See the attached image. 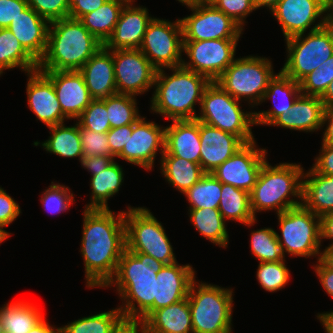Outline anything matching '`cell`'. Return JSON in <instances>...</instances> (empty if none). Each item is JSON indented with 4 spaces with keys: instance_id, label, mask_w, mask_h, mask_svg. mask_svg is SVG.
<instances>
[{
    "instance_id": "1",
    "label": "cell",
    "mask_w": 333,
    "mask_h": 333,
    "mask_svg": "<svg viewBox=\"0 0 333 333\" xmlns=\"http://www.w3.org/2000/svg\"><path fill=\"white\" fill-rule=\"evenodd\" d=\"M80 252L87 288L105 287L126 249L124 211L85 209Z\"/></svg>"
},
{
    "instance_id": "2",
    "label": "cell",
    "mask_w": 333,
    "mask_h": 333,
    "mask_svg": "<svg viewBox=\"0 0 333 333\" xmlns=\"http://www.w3.org/2000/svg\"><path fill=\"white\" fill-rule=\"evenodd\" d=\"M165 264L144 253L125 249L115 276L104 287H116L123 318L140 319L154 303L156 277Z\"/></svg>"
},
{
    "instance_id": "3",
    "label": "cell",
    "mask_w": 333,
    "mask_h": 333,
    "mask_svg": "<svg viewBox=\"0 0 333 333\" xmlns=\"http://www.w3.org/2000/svg\"><path fill=\"white\" fill-rule=\"evenodd\" d=\"M167 69L173 73L167 75L163 69L156 72L151 112L170 121L196 119V103L201 105L203 93L211 81L182 65Z\"/></svg>"
},
{
    "instance_id": "4",
    "label": "cell",
    "mask_w": 333,
    "mask_h": 333,
    "mask_svg": "<svg viewBox=\"0 0 333 333\" xmlns=\"http://www.w3.org/2000/svg\"><path fill=\"white\" fill-rule=\"evenodd\" d=\"M103 44L79 19L70 17L49 24L47 46L39 71H79Z\"/></svg>"
},
{
    "instance_id": "5",
    "label": "cell",
    "mask_w": 333,
    "mask_h": 333,
    "mask_svg": "<svg viewBox=\"0 0 333 333\" xmlns=\"http://www.w3.org/2000/svg\"><path fill=\"white\" fill-rule=\"evenodd\" d=\"M304 171L301 164L285 162L272 166L266 160L250 192V207L254 217L257 218L256 213L261 211L275 210L278 214L302 205Z\"/></svg>"
},
{
    "instance_id": "6",
    "label": "cell",
    "mask_w": 333,
    "mask_h": 333,
    "mask_svg": "<svg viewBox=\"0 0 333 333\" xmlns=\"http://www.w3.org/2000/svg\"><path fill=\"white\" fill-rule=\"evenodd\" d=\"M232 288L198 282L188 292L193 333H232Z\"/></svg>"
},
{
    "instance_id": "7",
    "label": "cell",
    "mask_w": 333,
    "mask_h": 333,
    "mask_svg": "<svg viewBox=\"0 0 333 333\" xmlns=\"http://www.w3.org/2000/svg\"><path fill=\"white\" fill-rule=\"evenodd\" d=\"M240 104L217 82H211L203 93L196 119L239 137L245 144L253 142L254 111L244 112Z\"/></svg>"
},
{
    "instance_id": "8",
    "label": "cell",
    "mask_w": 333,
    "mask_h": 333,
    "mask_svg": "<svg viewBox=\"0 0 333 333\" xmlns=\"http://www.w3.org/2000/svg\"><path fill=\"white\" fill-rule=\"evenodd\" d=\"M275 75L269 58L249 55L234 59L215 82L232 97L247 101L253 108L262 104L269 82Z\"/></svg>"
},
{
    "instance_id": "9",
    "label": "cell",
    "mask_w": 333,
    "mask_h": 333,
    "mask_svg": "<svg viewBox=\"0 0 333 333\" xmlns=\"http://www.w3.org/2000/svg\"><path fill=\"white\" fill-rule=\"evenodd\" d=\"M124 211L126 249L144 253L165 265L178 262L164 226L145 207L128 206Z\"/></svg>"
},
{
    "instance_id": "10",
    "label": "cell",
    "mask_w": 333,
    "mask_h": 333,
    "mask_svg": "<svg viewBox=\"0 0 333 333\" xmlns=\"http://www.w3.org/2000/svg\"><path fill=\"white\" fill-rule=\"evenodd\" d=\"M287 59L281 72L300 83L333 55V28L323 27L285 40Z\"/></svg>"
},
{
    "instance_id": "11",
    "label": "cell",
    "mask_w": 333,
    "mask_h": 333,
    "mask_svg": "<svg viewBox=\"0 0 333 333\" xmlns=\"http://www.w3.org/2000/svg\"><path fill=\"white\" fill-rule=\"evenodd\" d=\"M280 225L276 237L290 256L320 259V217L303 205L277 214Z\"/></svg>"
},
{
    "instance_id": "12",
    "label": "cell",
    "mask_w": 333,
    "mask_h": 333,
    "mask_svg": "<svg viewBox=\"0 0 333 333\" xmlns=\"http://www.w3.org/2000/svg\"><path fill=\"white\" fill-rule=\"evenodd\" d=\"M139 49L157 70L181 66L183 30L180 18L171 22L153 16Z\"/></svg>"
},
{
    "instance_id": "13",
    "label": "cell",
    "mask_w": 333,
    "mask_h": 333,
    "mask_svg": "<svg viewBox=\"0 0 333 333\" xmlns=\"http://www.w3.org/2000/svg\"><path fill=\"white\" fill-rule=\"evenodd\" d=\"M238 41L239 39L183 41V53L189 61L183 58L182 66L214 82L233 63Z\"/></svg>"
},
{
    "instance_id": "14",
    "label": "cell",
    "mask_w": 333,
    "mask_h": 333,
    "mask_svg": "<svg viewBox=\"0 0 333 333\" xmlns=\"http://www.w3.org/2000/svg\"><path fill=\"white\" fill-rule=\"evenodd\" d=\"M181 4L192 11L191 15L180 19L183 41L239 39L242 36L244 29L212 4Z\"/></svg>"
},
{
    "instance_id": "15",
    "label": "cell",
    "mask_w": 333,
    "mask_h": 333,
    "mask_svg": "<svg viewBox=\"0 0 333 333\" xmlns=\"http://www.w3.org/2000/svg\"><path fill=\"white\" fill-rule=\"evenodd\" d=\"M117 93L137 97L153 88L157 69L140 49L112 50Z\"/></svg>"
},
{
    "instance_id": "16",
    "label": "cell",
    "mask_w": 333,
    "mask_h": 333,
    "mask_svg": "<svg viewBox=\"0 0 333 333\" xmlns=\"http://www.w3.org/2000/svg\"><path fill=\"white\" fill-rule=\"evenodd\" d=\"M270 12L281 26L284 40L327 24V0H279Z\"/></svg>"
},
{
    "instance_id": "17",
    "label": "cell",
    "mask_w": 333,
    "mask_h": 333,
    "mask_svg": "<svg viewBox=\"0 0 333 333\" xmlns=\"http://www.w3.org/2000/svg\"><path fill=\"white\" fill-rule=\"evenodd\" d=\"M256 140L246 143L234 155L218 166L213 174L221 183L252 191L266 159V148H258Z\"/></svg>"
},
{
    "instance_id": "18",
    "label": "cell",
    "mask_w": 333,
    "mask_h": 333,
    "mask_svg": "<svg viewBox=\"0 0 333 333\" xmlns=\"http://www.w3.org/2000/svg\"><path fill=\"white\" fill-rule=\"evenodd\" d=\"M164 143L165 127L141 117L133 124V131L128 132L127 145L116 157L150 171L158 150L162 156Z\"/></svg>"
},
{
    "instance_id": "19",
    "label": "cell",
    "mask_w": 333,
    "mask_h": 333,
    "mask_svg": "<svg viewBox=\"0 0 333 333\" xmlns=\"http://www.w3.org/2000/svg\"><path fill=\"white\" fill-rule=\"evenodd\" d=\"M192 265L178 262L164 265L157 272L153 306L140 318L145 321L155 310L179 302L188 297L192 281L196 278Z\"/></svg>"
},
{
    "instance_id": "20",
    "label": "cell",
    "mask_w": 333,
    "mask_h": 333,
    "mask_svg": "<svg viewBox=\"0 0 333 333\" xmlns=\"http://www.w3.org/2000/svg\"><path fill=\"white\" fill-rule=\"evenodd\" d=\"M41 72L53 83L62 113L68 119H77L94 100L79 71Z\"/></svg>"
},
{
    "instance_id": "21",
    "label": "cell",
    "mask_w": 333,
    "mask_h": 333,
    "mask_svg": "<svg viewBox=\"0 0 333 333\" xmlns=\"http://www.w3.org/2000/svg\"><path fill=\"white\" fill-rule=\"evenodd\" d=\"M26 93L28 106L47 127L64 123L68 118L56 96L53 83L39 70L27 73Z\"/></svg>"
},
{
    "instance_id": "22",
    "label": "cell",
    "mask_w": 333,
    "mask_h": 333,
    "mask_svg": "<svg viewBox=\"0 0 333 333\" xmlns=\"http://www.w3.org/2000/svg\"><path fill=\"white\" fill-rule=\"evenodd\" d=\"M199 133L200 165L205 173H212L245 145L239 137L200 121Z\"/></svg>"
},
{
    "instance_id": "23",
    "label": "cell",
    "mask_w": 333,
    "mask_h": 333,
    "mask_svg": "<svg viewBox=\"0 0 333 333\" xmlns=\"http://www.w3.org/2000/svg\"><path fill=\"white\" fill-rule=\"evenodd\" d=\"M125 4L111 37L104 46L108 50L139 49L148 23L153 19L148 8Z\"/></svg>"
},
{
    "instance_id": "24",
    "label": "cell",
    "mask_w": 333,
    "mask_h": 333,
    "mask_svg": "<svg viewBox=\"0 0 333 333\" xmlns=\"http://www.w3.org/2000/svg\"><path fill=\"white\" fill-rule=\"evenodd\" d=\"M93 99L117 93L112 50L104 45L79 70Z\"/></svg>"
},
{
    "instance_id": "25",
    "label": "cell",
    "mask_w": 333,
    "mask_h": 333,
    "mask_svg": "<svg viewBox=\"0 0 333 333\" xmlns=\"http://www.w3.org/2000/svg\"><path fill=\"white\" fill-rule=\"evenodd\" d=\"M49 24L46 19L28 6L12 20L8 29L19 40L23 48L39 62L46 50Z\"/></svg>"
},
{
    "instance_id": "26",
    "label": "cell",
    "mask_w": 333,
    "mask_h": 333,
    "mask_svg": "<svg viewBox=\"0 0 333 333\" xmlns=\"http://www.w3.org/2000/svg\"><path fill=\"white\" fill-rule=\"evenodd\" d=\"M325 106L320 97L301 94L288 114H280L268 126H277L285 129L316 132L322 129Z\"/></svg>"
},
{
    "instance_id": "27",
    "label": "cell",
    "mask_w": 333,
    "mask_h": 333,
    "mask_svg": "<svg viewBox=\"0 0 333 333\" xmlns=\"http://www.w3.org/2000/svg\"><path fill=\"white\" fill-rule=\"evenodd\" d=\"M165 127L164 152L200 164L199 121L173 120Z\"/></svg>"
},
{
    "instance_id": "28",
    "label": "cell",
    "mask_w": 333,
    "mask_h": 333,
    "mask_svg": "<svg viewBox=\"0 0 333 333\" xmlns=\"http://www.w3.org/2000/svg\"><path fill=\"white\" fill-rule=\"evenodd\" d=\"M301 94L300 84L279 71L269 82L262 100L263 103L272 99V109L261 112L254 111L255 125L267 126L280 114H288L289 109ZM276 98L280 101L277 102Z\"/></svg>"
},
{
    "instance_id": "29",
    "label": "cell",
    "mask_w": 333,
    "mask_h": 333,
    "mask_svg": "<svg viewBox=\"0 0 333 333\" xmlns=\"http://www.w3.org/2000/svg\"><path fill=\"white\" fill-rule=\"evenodd\" d=\"M302 205L319 217L333 212V176L317 173L312 167L303 172Z\"/></svg>"
},
{
    "instance_id": "30",
    "label": "cell",
    "mask_w": 333,
    "mask_h": 333,
    "mask_svg": "<svg viewBox=\"0 0 333 333\" xmlns=\"http://www.w3.org/2000/svg\"><path fill=\"white\" fill-rule=\"evenodd\" d=\"M144 322L147 333H193L188 298L155 310Z\"/></svg>"
},
{
    "instance_id": "31",
    "label": "cell",
    "mask_w": 333,
    "mask_h": 333,
    "mask_svg": "<svg viewBox=\"0 0 333 333\" xmlns=\"http://www.w3.org/2000/svg\"><path fill=\"white\" fill-rule=\"evenodd\" d=\"M39 306L26 300L10 301L0 307L3 333H28L43 318Z\"/></svg>"
},
{
    "instance_id": "32",
    "label": "cell",
    "mask_w": 333,
    "mask_h": 333,
    "mask_svg": "<svg viewBox=\"0 0 333 333\" xmlns=\"http://www.w3.org/2000/svg\"><path fill=\"white\" fill-rule=\"evenodd\" d=\"M160 162V172L165 180L182 194L205 174L200 164L169 153H163Z\"/></svg>"
},
{
    "instance_id": "33",
    "label": "cell",
    "mask_w": 333,
    "mask_h": 333,
    "mask_svg": "<svg viewBox=\"0 0 333 333\" xmlns=\"http://www.w3.org/2000/svg\"><path fill=\"white\" fill-rule=\"evenodd\" d=\"M123 182V168L114 160L104 171L100 170L91 177L90 202L85 209H109L108 199L119 192Z\"/></svg>"
},
{
    "instance_id": "34",
    "label": "cell",
    "mask_w": 333,
    "mask_h": 333,
    "mask_svg": "<svg viewBox=\"0 0 333 333\" xmlns=\"http://www.w3.org/2000/svg\"><path fill=\"white\" fill-rule=\"evenodd\" d=\"M49 138L40 143L34 142L35 146H43L46 152L53 153L63 158H76L79 162L83 158V150L80 139V125L76 121L74 126H65L64 123L48 127Z\"/></svg>"
},
{
    "instance_id": "35",
    "label": "cell",
    "mask_w": 333,
    "mask_h": 333,
    "mask_svg": "<svg viewBox=\"0 0 333 333\" xmlns=\"http://www.w3.org/2000/svg\"><path fill=\"white\" fill-rule=\"evenodd\" d=\"M218 210L225 221L232 220L251 227L257 222L250 207V193L246 190L221 183Z\"/></svg>"
},
{
    "instance_id": "36",
    "label": "cell",
    "mask_w": 333,
    "mask_h": 333,
    "mask_svg": "<svg viewBox=\"0 0 333 333\" xmlns=\"http://www.w3.org/2000/svg\"><path fill=\"white\" fill-rule=\"evenodd\" d=\"M125 3L107 0L101 7L83 15L79 20L103 45L111 37Z\"/></svg>"
},
{
    "instance_id": "37",
    "label": "cell",
    "mask_w": 333,
    "mask_h": 333,
    "mask_svg": "<svg viewBox=\"0 0 333 333\" xmlns=\"http://www.w3.org/2000/svg\"><path fill=\"white\" fill-rule=\"evenodd\" d=\"M188 212L190 222L200 235L219 247H227L229 234L218 208L188 209Z\"/></svg>"
},
{
    "instance_id": "38",
    "label": "cell",
    "mask_w": 333,
    "mask_h": 333,
    "mask_svg": "<svg viewBox=\"0 0 333 333\" xmlns=\"http://www.w3.org/2000/svg\"><path fill=\"white\" fill-rule=\"evenodd\" d=\"M18 67L26 74L36 71L38 62L8 28L0 29V69L4 72Z\"/></svg>"
},
{
    "instance_id": "39",
    "label": "cell",
    "mask_w": 333,
    "mask_h": 333,
    "mask_svg": "<svg viewBox=\"0 0 333 333\" xmlns=\"http://www.w3.org/2000/svg\"><path fill=\"white\" fill-rule=\"evenodd\" d=\"M189 209L218 208L221 197V182L211 173H205L185 193Z\"/></svg>"
},
{
    "instance_id": "40",
    "label": "cell",
    "mask_w": 333,
    "mask_h": 333,
    "mask_svg": "<svg viewBox=\"0 0 333 333\" xmlns=\"http://www.w3.org/2000/svg\"><path fill=\"white\" fill-rule=\"evenodd\" d=\"M250 236L251 253L259 262L286 261L284 246L277 240L275 229L264 227L251 231Z\"/></svg>"
},
{
    "instance_id": "41",
    "label": "cell",
    "mask_w": 333,
    "mask_h": 333,
    "mask_svg": "<svg viewBox=\"0 0 333 333\" xmlns=\"http://www.w3.org/2000/svg\"><path fill=\"white\" fill-rule=\"evenodd\" d=\"M101 100L106 105L111 128L133 125L142 117L135 96L116 93Z\"/></svg>"
},
{
    "instance_id": "42",
    "label": "cell",
    "mask_w": 333,
    "mask_h": 333,
    "mask_svg": "<svg viewBox=\"0 0 333 333\" xmlns=\"http://www.w3.org/2000/svg\"><path fill=\"white\" fill-rule=\"evenodd\" d=\"M122 318L119 308H113L67 323L62 327V333H111Z\"/></svg>"
},
{
    "instance_id": "43",
    "label": "cell",
    "mask_w": 333,
    "mask_h": 333,
    "mask_svg": "<svg viewBox=\"0 0 333 333\" xmlns=\"http://www.w3.org/2000/svg\"><path fill=\"white\" fill-rule=\"evenodd\" d=\"M290 270L285 261L259 262L257 280L260 286L268 292H276L285 287L290 280Z\"/></svg>"
},
{
    "instance_id": "44",
    "label": "cell",
    "mask_w": 333,
    "mask_h": 333,
    "mask_svg": "<svg viewBox=\"0 0 333 333\" xmlns=\"http://www.w3.org/2000/svg\"><path fill=\"white\" fill-rule=\"evenodd\" d=\"M49 188L42 192L40 199L47 212L52 214L62 213L70 208L75 202L73 193L68 186L51 182Z\"/></svg>"
},
{
    "instance_id": "45",
    "label": "cell",
    "mask_w": 333,
    "mask_h": 333,
    "mask_svg": "<svg viewBox=\"0 0 333 333\" xmlns=\"http://www.w3.org/2000/svg\"><path fill=\"white\" fill-rule=\"evenodd\" d=\"M76 120L86 130L107 133L111 129L106 105L101 99H94Z\"/></svg>"
},
{
    "instance_id": "46",
    "label": "cell",
    "mask_w": 333,
    "mask_h": 333,
    "mask_svg": "<svg viewBox=\"0 0 333 333\" xmlns=\"http://www.w3.org/2000/svg\"><path fill=\"white\" fill-rule=\"evenodd\" d=\"M80 139L83 158L90 156H108L113 160L116 157L111 153L107 133L86 130L80 126Z\"/></svg>"
},
{
    "instance_id": "47",
    "label": "cell",
    "mask_w": 333,
    "mask_h": 333,
    "mask_svg": "<svg viewBox=\"0 0 333 333\" xmlns=\"http://www.w3.org/2000/svg\"><path fill=\"white\" fill-rule=\"evenodd\" d=\"M212 5L226 16L231 17L243 29L247 16L257 10L253 0H215Z\"/></svg>"
},
{
    "instance_id": "48",
    "label": "cell",
    "mask_w": 333,
    "mask_h": 333,
    "mask_svg": "<svg viewBox=\"0 0 333 333\" xmlns=\"http://www.w3.org/2000/svg\"><path fill=\"white\" fill-rule=\"evenodd\" d=\"M29 7L35 10L49 23L67 18L69 14L68 0H27Z\"/></svg>"
},
{
    "instance_id": "49",
    "label": "cell",
    "mask_w": 333,
    "mask_h": 333,
    "mask_svg": "<svg viewBox=\"0 0 333 333\" xmlns=\"http://www.w3.org/2000/svg\"><path fill=\"white\" fill-rule=\"evenodd\" d=\"M299 84L303 95L321 97L325 92V75L323 68L321 66L318 67Z\"/></svg>"
},
{
    "instance_id": "50",
    "label": "cell",
    "mask_w": 333,
    "mask_h": 333,
    "mask_svg": "<svg viewBox=\"0 0 333 333\" xmlns=\"http://www.w3.org/2000/svg\"><path fill=\"white\" fill-rule=\"evenodd\" d=\"M28 6L27 0H0V29L8 28Z\"/></svg>"
},
{
    "instance_id": "51",
    "label": "cell",
    "mask_w": 333,
    "mask_h": 333,
    "mask_svg": "<svg viewBox=\"0 0 333 333\" xmlns=\"http://www.w3.org/2000/svg\"><path fill=\"white\" fill-rule=\"evenodd\" d=\"M19 204L0 187V224L8 226L21 214Z\"/></svg>"
},
{
    "instance_id": "52",
    "label": "cell",
    "mask_w": 333,
    "mask_h": 333,
    "mask_svg": "<svg viewBox=\"0 0 333 333\" xmlns=\"http://www.w3.org/2000/svg\"><path fill=\"white\" fill-rule=\"evenodd\" d=\"M133 131V125H124L117 128H111L107 132L111 153L116 157L127 145L128 132Z\"/></svg>"
},
{
    "instance_id": "53",
    "label": "cell",
    "mask_w": 333,
    "mask_h": 333,
    "mask_svg": "<svg viewBox=\"0 0 333 333\" xmlns=\"http://www.w3.org/2000/svg\"><path fill=\"white\" fill-rule=\"evenodd\" d=\"M319 155L314 159L312 168L320 174L333 176V145L321 144Z\"/></svg>"
},
{
    "instance_id": "54",
    "label": "cell",
    "mask_w": 333,
    "mask_h": 333,
    "mask_svg": "<svg viewBox=\"0 0 333 333\" xmlns=\"http://www.w3.org/2000/svg\"><path fill=\"white\" fill-rule=\"evenodd\" d=\"M107 0H68V17L80 19L83 15L95 11L101 7Z\"/></svg>"
},
{
    "instance_id": "55",
    "label": "cell",
    "mask_w": 333,
    "mask_h": 333,
    "mask_svg": "<svg viewBox=\"0 0 333 333\" xmlns=\"http://www.w3.org/2000/svg\"><path fill=\"white\" fill-rule=\"evenodd\" d=\"M317 262L318 263L316 265H313L315 274L319 278V282L321 283V286L326 294L333 298V270L328 268L320 259H318ZM331 312H333V310L330 312L318 313L316 317L320 320L324 315Z\"/></svg>"
},
{
    "instance_id": "56",
    "label": "cell",
    "mask_w": 333,
    "mask_h": 333,
    "mask_svg": "<svg viewBox=\"0 0 333 333\" xmlns=\"http://www.w3.org/2000/svg\"><path fill=\"white\" fill-rule=\"evenodd\" d=\"M114 160L108 156H90L81 159V166L96 175L98 171H104Z\"/></svg>"
},
{
    "instance_id": "57",
    "label": "cell",
    "mask_w": 333,
    "mask_h": 333,
    "mask_svg": "<svg viewBox=\"0 0 333 333\" xmlns=\"http://www.w3.org/2000/svg\"><path fill=\"white\" fill-rule=\"evenodd\" d=\"M111 333H147V328L140 319L122 318Z\"/></svg>"
},
{
    "instance_id": "58",
    "label": "cell",
    "mask_w": 333,
    "mask_h": 333,
    "mask_svg": "<svg viewBox=\"0 0 333 333\" xmlns=\"http://www.w3.org/2000/svg\"><path fill=\"white\" fill-rule=\"evenodd\" d=\"M324 124L326 125V128L323 132L321 144L333 145V107L325 108L323 114L322 129L325 126Z\"/></svg>"
},
{
    "instance_id": "59",
    "label": "cell",
    "mask_w": 333,
    "mask_h": 333,
    "mask_svg": "<svg viewBox=\"0 0 333 333\" xmlns=\"http://www.w3.org/2000/svg\"><path fill=\"white\" fill-rule=\"evenodd\" d=\"M333 239V212L320 216V241ZM328 246H333L331 242Z\"/></svg>"
},
{
    "instance_id": "60",
    "label": "cell",
    "mask_w": 333,
    "mask_h": 333,
    "mask_svg": "<svg viewBox=\"0 0 333 333\" xmlns=\"http://www.w3.org/2000/svg\"><path fill=\"white\" fill-rule=\"evenodd\" d=\"M28 333H62V326L55 327L54 325H50L46 318H43Z\"/></svg>"
},
{
    "instance_id": "61",
    "label": "cell",
    "mask_w": 333,
    "mask_h": 333,
    "mask_svg": "<svg viewBox=\"0 0 333 333\" xmlns=\"http://www.w3.org/2000/svg\"><path fill=\"white\" fill-rule=\"evenodd\" d=\"M325 75V91L328 85L333 81V55L320 65Z\"/></svg>"
},
{
    "instance_id": "62",
    "label": "cell",
    "mask_w": 333,
    "mask_h": 333,
    "mask_svg": "<svg viewBox=\"0 0 333 333\" xmlns=\"http://www.w3.org/2000/svg\"><path fill=\"white\" fill-rule=\"evenodd\" d=\"M320 260L330 269L333 270V246H327L321 251Z\"/></svg>"
},
{
    "instance_id": "63",
    "label": "cell",
    "mask_w": 333,
    "mask_h": 333,
    "mask_svg": "<svg viewBox=\"0 0 333 333\" xmlns=\"http://www.w3.org/2000/svg\"><path fill=\"white\" fill-rule=\"evenodd\" d=\"M320 99L324 103L325 108L333 107V81L328 85Z\"/></svg>"
},
{
    "instance_id": "64",
    "label": "cell",
    "mask_w": 333,
    "mask_h": 333,
    "mask_svg": "<svg viewBox=\"0 0 333 333\" xmlns=\"http://www.w3.org/2000/svg\"><path fill=\"white\" fill-rule=\"evenodd\" d=\"M319 321L322 323L326 333H333V312L324 315Z\"/></svg>"
},
{
    "instance_id": "65",
    "label": "cell",
    "mask_w": 333,
    "mask_h": 333,
    "mask_svg": "<svg viewBox=\"0 0 333 333\" xmlns=\"http://www.w3.org/2000/svg\"><path fill=\"white\" fill-rule=\"evenodd\" d=\"M278 1L279 0H253V3L256 9L265 7L271 10L278 3Z\"/></svg>"
},
{
    "instance_id": "66",
    "label": "cell",
    "mask_w": 333,
    "mask_h": 333,
    "mask_svg": "<svg viewBox=\"0 0 333 333\" xmlns=\"http://www.w3.org/2000/svg\"><path fill=\"white\" fill-rule=\"evenodd\" d=\"M327 24L333 28V0H327Z\"/></svg>"
},
{
    "instance_id": "67",
    "label": "cell",
    "mask_w": 333,
    "mask_h": 333,
    "mask_svg": "<svg viewBox=\"0 0 333 333\" xmlns=\"http://www.w3.org/2000/svg\"><path fill=\"white\" fill-rule=\"evenodd\" d=\"M215 0H186L184 4H192V5H208L212 4Z\"/></svg>"
},
{
    "instance_id": "68",
    "label": "cell",
    "mask_w": 333,
    "mask_h": 333,
    "mask_svg": "<svg viewBox=\"0 0 333 333\" xmlns=\"http://www.w3.org/2000/svg\"><path fill=\"white\" fill-rule=\"evenodd\" d=\"M5 227L7 226L0 224V244L8 239V237L11 235V233L4 230Z\"/></svg>"
},
{
    "instance_id": "69",
    "label": "cell",
    "mask_w": 333,
    "mask_h": 333,
    "mask_svg": "<svg viewBox=\"0 0 333 333\" xmlns=\"http://www.w3.org/2000/svg\"><path fill=\"white\" fill-rule=\"evenodd\" d=\"M118 1H121L125 4H132V3L136 2L135 0H118Z\"/></svg>"
},
{
    "instance_id": "70",
    "label": "cell",
    "mask_w": 333,
    "mask_h": 333,
    "mask_svg": "<svg viewBox=\"0 0 333 333\" xmlns=\"http://www.w3.org/2000/svg\"><path fill=\"white\" fill-rule=\"evenodd\" d=\"M0 333H3L1 318H0Z\"/></svg>"
},
{
    "instance_id": "71",
    "label": "cell",
    "mask_w": 333,
    "mask_h": 333,
    "mask_svg": "<svg viewBox=\"0 0 333 333\" xmlns=\"http://www.w3.org/2000/svg\"><path fill=\"white\" fill-rule=\"evenodd\" d=\"M180 3H184L186 0H177Z\"/></svg>"
},
{
    "instance_id": "72",
    "label": "cell",
    "mask_w": 333,
    "mask_h": 333,
    "mask_svg": "<svg viewBox=\"0 0 333 333\" xmlns=\"http://www.w3.org/2000/svg\"><path fill=\"white\" fill-rule=\"evenodd\" d=\"M4 72L0 69V76L3 74Z\"/></svg>"
}]
</instances>
